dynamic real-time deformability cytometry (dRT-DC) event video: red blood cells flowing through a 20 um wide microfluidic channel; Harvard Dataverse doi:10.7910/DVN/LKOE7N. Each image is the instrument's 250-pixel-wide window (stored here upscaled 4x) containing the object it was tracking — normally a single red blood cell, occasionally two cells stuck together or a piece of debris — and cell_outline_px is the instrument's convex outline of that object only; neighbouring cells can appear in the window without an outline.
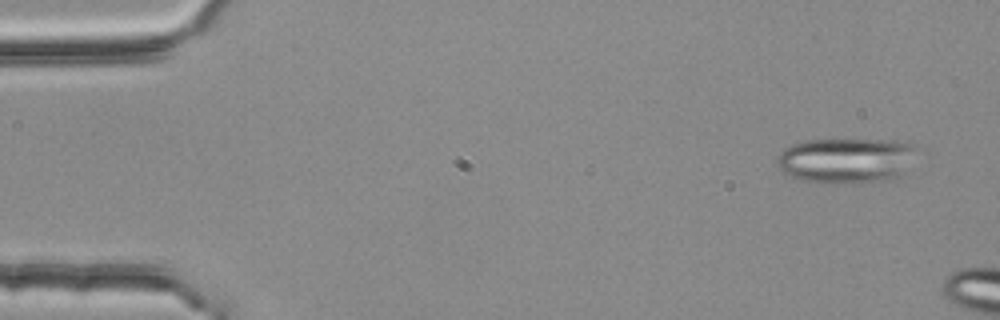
{"species": "common noctule bat (a hibernating species)", "species_latin": "Nyctalus noctula", "temperature_condition": "room temperature", "stored_images_in_passage": 2, "camera_frame_rate_fps": 3000, "um_per_image_px": 0.085, "animal": {"sex": "female", "body_mass_g": 25.1}, "frame": {"image": 1, "passage_image": 1, "time_ms": 0.0, "image_size_px": [1000, 320], "cell_outline_px": [[920, 144], [904, 172], [900, 176], [892, 180], [844, 184], [796, 180], [784, 172], [780, 168], [776, 160], [776, 156], [784, 148], [792, 144], [804, 140], [896, 140]], "centroid_in_image_um": [71.94, 13.63], "position_along_channel_um": 13.1, "area_um2": 37.51}}